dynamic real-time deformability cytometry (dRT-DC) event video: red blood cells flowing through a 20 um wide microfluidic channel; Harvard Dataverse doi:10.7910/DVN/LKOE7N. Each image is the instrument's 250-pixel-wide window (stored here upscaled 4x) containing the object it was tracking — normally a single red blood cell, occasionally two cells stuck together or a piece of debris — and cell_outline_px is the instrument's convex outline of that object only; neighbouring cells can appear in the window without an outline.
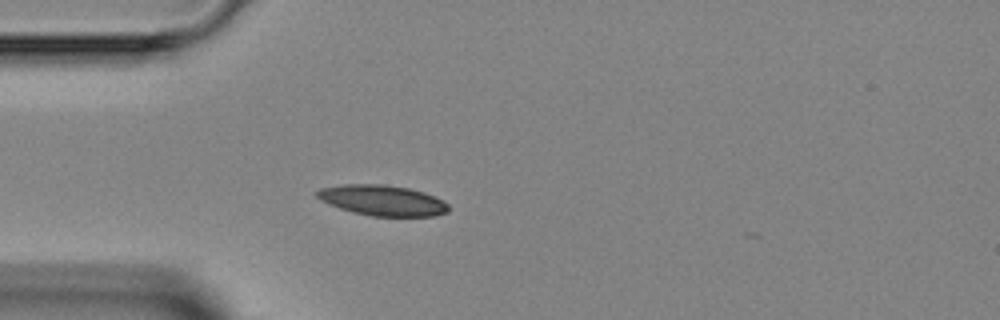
{"species": "Egyptian fruit bat (a non-hibernating species)", "species_latin": "Rousettus aegyptiacus", "temperature_condition": "room temperature", "stored_images_in_passage": 2, "camera_frame_rate_fps": 3000, "um_per_image_px": 0.085, "animal": {"sex": "female"}, "frame": {"image": 1, "passage_image": 2, "time_ms": 2.333, "image_size_px": [1000, 320], "cell_outline_px": [[448, 212], [436, 216], [372, 216], [352, 212], [340, 208], [320, 200], [316, 196], [316, 192], [320, 188], [344, 184], [384, 184], [408, 188], [424, 192], [436, 196], [444, 200], [448, 204]], "centroid_in_image_um": [32.53, 17.03], "position_along_channel_um": 52.5, "area_um2": 23.52}}